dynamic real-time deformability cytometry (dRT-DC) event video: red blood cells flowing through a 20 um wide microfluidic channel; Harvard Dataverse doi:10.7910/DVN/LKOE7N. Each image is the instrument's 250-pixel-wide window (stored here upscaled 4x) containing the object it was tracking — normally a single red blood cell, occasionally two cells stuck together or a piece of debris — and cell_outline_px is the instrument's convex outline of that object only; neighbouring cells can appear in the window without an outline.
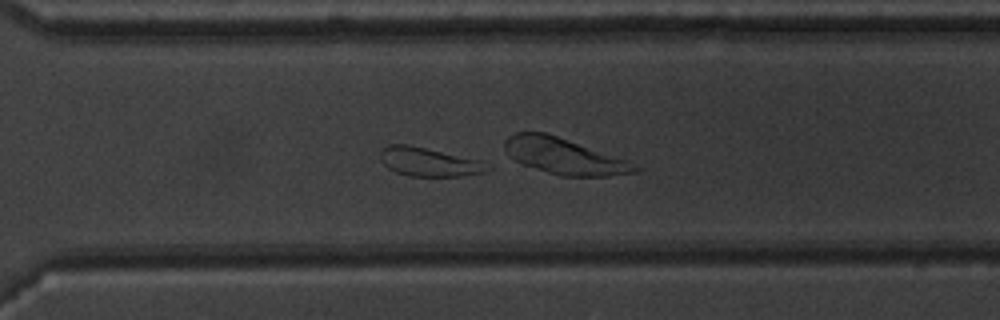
{"species": "common noctule bat (a hibernating species)", "species_latin": "Nyctalus noctula", "temperature_condition": "warm", "stored_images_in_passage": 51, "camera_frame_rate_fps": 3000, "um_per_image_px": 0.085, "animal": {"sex": "male", "body_mass_g": 20.1, "forearm_length_mm": 53.5}, "frame": {"image": 1, "passage_image": 37, "time_ms": 12.0, "image_size_px": [1000, 320], "cell_outline_px": [[492, 168], [484, 172], [460, 176], [408, 176], [396, 172], [388, 168], [380, 160], [380, 152], [388, 144], [408, 144], [484, 160]], "centroid_in_image_um": [36.49, 13.76], "position_along_channel_um": 334.1, "area_um2": 18.21}}